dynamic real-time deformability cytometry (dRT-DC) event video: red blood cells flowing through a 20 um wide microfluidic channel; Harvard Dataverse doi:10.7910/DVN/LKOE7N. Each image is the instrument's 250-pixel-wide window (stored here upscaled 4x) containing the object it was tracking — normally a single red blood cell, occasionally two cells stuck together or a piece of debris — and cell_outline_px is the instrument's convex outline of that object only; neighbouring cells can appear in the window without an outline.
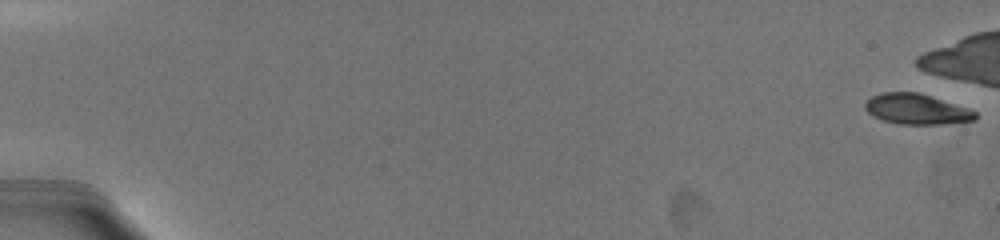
{"species": "common noctule bat (a hibernating species)", "species_latin": "Nyctalus noctula", "temperature_condition": "warm", "stored_images_in_passage": 7, "camera_frame_rate_fps": 3000, "um_per_image_px": 0.085, "animal": {"sex": "female", "body_mass_g": 19.5, "forearm_length_mm": 54.1}, "frame": {"image": 1, "passage_image": 1, "time_ms": 0.0, "image_size_px": [1000, 240], "cell_outline_px": [[976, 120], [940, 124], [900, 124], [884, 120], [872, 116], [864, 108], [864, 104], [872, 96], [880, 92], [916, 92], [932, 96], [972, 108], [976, 112]], "centroid_in_image_um": [77.94, 9.26], "position_along_channel_um": 7.1, "area_um2": 19.71}}